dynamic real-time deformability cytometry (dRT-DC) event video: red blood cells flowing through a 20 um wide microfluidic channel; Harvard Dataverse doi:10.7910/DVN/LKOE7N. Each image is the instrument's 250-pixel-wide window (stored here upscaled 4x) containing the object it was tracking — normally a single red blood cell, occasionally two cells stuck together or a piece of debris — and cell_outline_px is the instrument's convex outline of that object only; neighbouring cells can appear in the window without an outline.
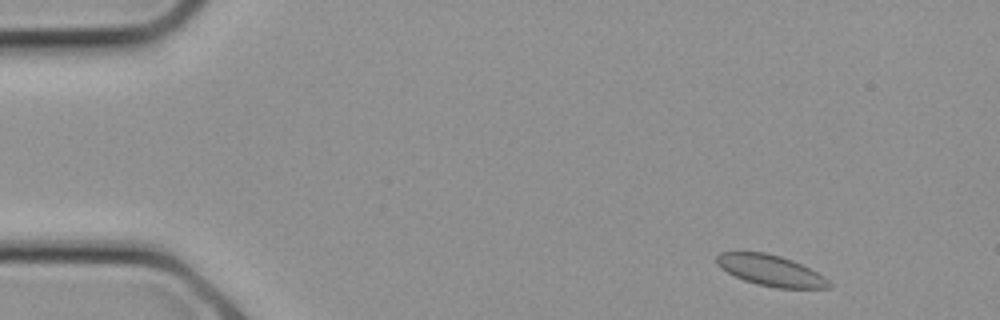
{"species": "common noctule bat (a hibernating species)", "species_latin": "Nyctalus noctula", "temperature_condition": "cold", "stored_images_in_passage": 18, "camera_frame_rate_fps": 3000, "um_per_image_px": 0.085, "animal": {"sex": "female", "body_mass_g": 21.9}, "frame": {"image": 1, "passage_image": 2, "time_ms": 0.333, "image_size_px": [1000, 320], "cell_outline_px": [[832, 284], [828, 288], [776, 288], [756, 284], [744, 280], [720, 268], [716, 264], [716, 256], [720, 252], [764, 252], [780, 256], [792, 260], [824, 276]], "centroid_in_image_um": [65.48, 22.99], "position_along_channel_um": 19.5, "area_um2": 20.11}}
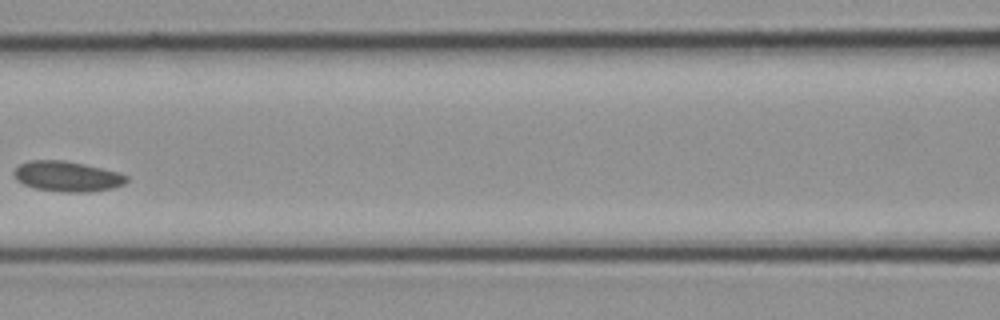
{"frame": {"image": 2, "passage_image": 11, "time_ms": 3.333, "image_size_px": [1000, 320], "cell_outline_px": [[128, 180], [124, 184], [112, 188], [88, 192], [64, 192], [36, 188], [24, 184], [16, 180], [12, 172], [20, 164], [28, 160], [64, 160], [84, 164], [120, 172], [128, 176]], "centroid_in_image_um": [5.71, 14.98], "position_along_channel_um": 160.9, "area_um2": 19.94}}
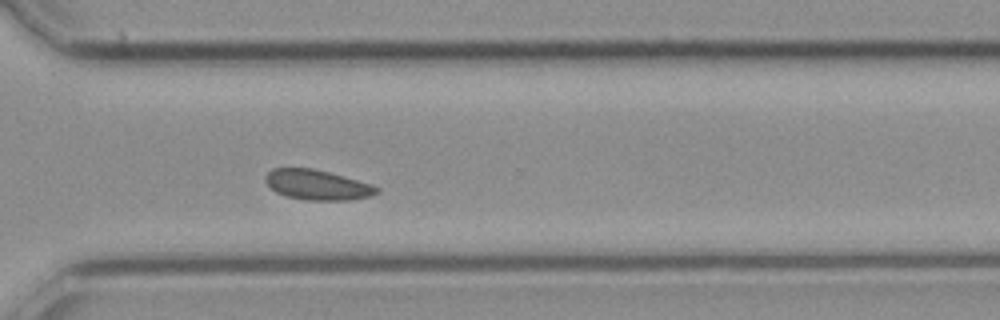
{"frame": {"image": 3, "passage_image": 18, "time_ms": 5.667, "image_size_px": [1000, 320], "cell_outline_px": [[380, 192], [372, 196], [348, 200], [304, 200], [288, 196], [276, 192], [264, 180], [264, 176], [272, 168], [312, 168], [344, 176], [372, 184], [380, 188]], "centroid_in_image_um": [26.99, 15.71], "position_along_channel_um": 343.6, "area_um2": 19.54}}